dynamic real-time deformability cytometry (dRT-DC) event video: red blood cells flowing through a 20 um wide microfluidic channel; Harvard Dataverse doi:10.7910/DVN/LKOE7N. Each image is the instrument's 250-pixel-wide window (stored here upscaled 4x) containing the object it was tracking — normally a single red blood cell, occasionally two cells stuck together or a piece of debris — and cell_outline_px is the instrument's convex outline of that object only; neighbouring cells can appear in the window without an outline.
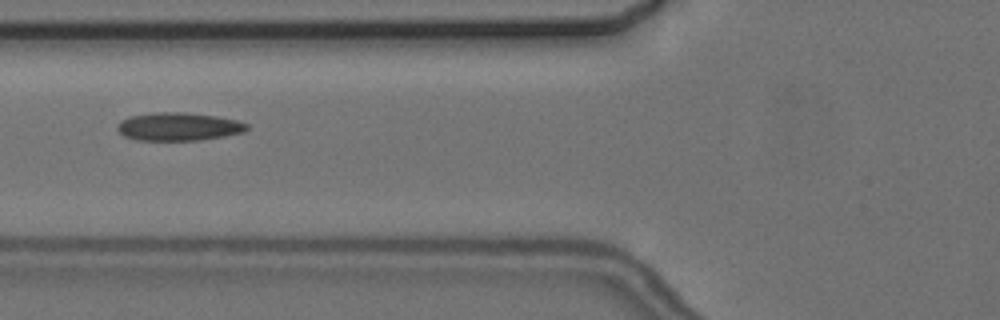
{"species": "common noctule bat (a hibernating species)", "species_latin": "Nyctalus noctula", "temperature_condition": "cold", "stored_images_in_passage": 7, "camera_frame_rate_fps": 3000, "um_per_image_px": 0.085, "animal": {"sex": "female", "body_mass_g": 24.6, "forearm_length_mm": 56.2}, "frame": {"image": 1, "passage_image": 6, "time_ms": 5.667, "image_size_px": [1000, 320], "cell_outline_px": [[248, 128], [244, 132], [224, 136], [200, 140], [136, 140], [124, 136], [116, 128], [120, 120], [132, 116], [152, 112], [184, 112], [216, 116], [236, 120], [248, 124]], "centroid_in_image_um": [15.17, 10.76], "position_along_channel_um": 110.6, "area_um2": 21.21}}
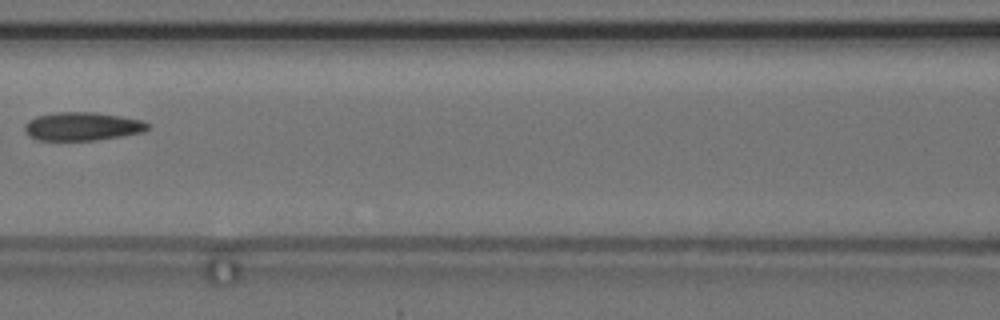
{"frame": {"image": 2, "passage_image": 7, "time_ms": 7.0, "image_size_px": [1000, 320], "cell_outline_px": [[148, 128], [144, 132], [124, 136], [96, 140], [36, 140], [28, 136], [24, 128], [24, 124], [28, 120], [36, 116], [56, 112], [96, 112], [144, 120], [148, 124]], "centroid_in_image_um": [6.99, 10.74], "position_along_channel_um": 159.6, "area_um2": 20.58}}